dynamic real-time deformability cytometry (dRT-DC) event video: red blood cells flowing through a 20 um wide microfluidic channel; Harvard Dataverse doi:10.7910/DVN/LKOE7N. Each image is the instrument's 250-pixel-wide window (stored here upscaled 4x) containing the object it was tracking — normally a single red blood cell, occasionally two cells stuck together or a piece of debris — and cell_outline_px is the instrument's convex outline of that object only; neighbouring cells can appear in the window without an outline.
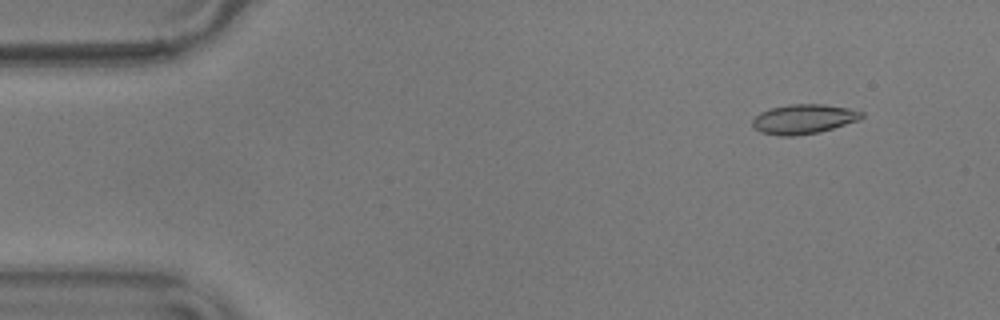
{"species": "common noctule bat (a hibernating species)", "species_latin": "Nyctalus noctula", "temperature_condition": "warm", "stored_images_in_passage": 56, "camera_frame_rate_fps": 3000, "um_per_image_px": 0.085, "animal": {"sex": "male", "body_mass_g": 17.9}, "frame": {"image": 1, "passage_image": 5, "time_ms": 1.333, "image_size_px": [1000, 320], "cell_outline_px": [[864, 116], [860, 120], [820, 132], [792, 136], [780, 136], [760, 132], [752, 124], [752, 120], [760, 112], [772, 108], [788, 104], [824, 104], [848, 108], [864, 112]], "centroid_in_image_um": [68.34, 10.12], "position_along_channel_um": 16.7, "area_um2": 18.84}}
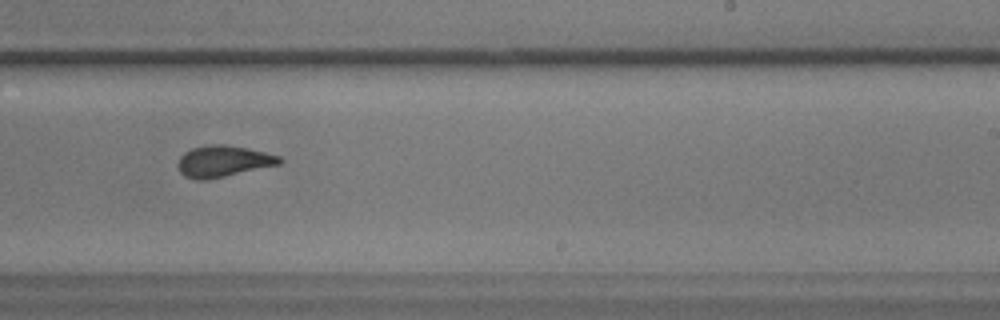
{"frame": {"image": 2, "passage_image": 34, "time_ms": 11.0, "image_size_px": [1000, 320], "cell_outline_px": [[284, 160], [280, 164], [224, 176], [204, 180], [196, 180], [184, 176], [180, 172], [176, 164], [180, 156], [184, 152], [192, 148], [212, 144], [224, 144], [248, 148], [280, 156]], "centroid_in_image_um": [18.95, 13.7], "position_along_channel_um": 270.1, "area_um2": 18.55}}
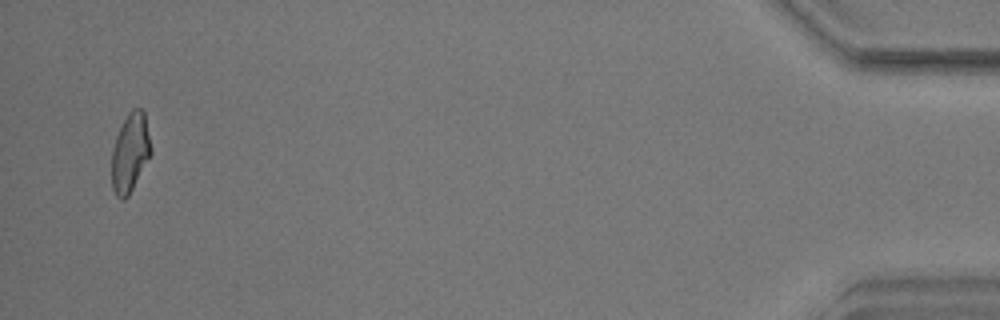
{"frame": {"image": 3, "passage_image": 54, "time_ms": 17.667, "image_size_px": [1000, 320], "cell_outline_px": [[152, 152], [128, 196], [124, 200], [116, 196], [112, 188], [112, 152], [116, 136], [128, 112], [132, 108], [140, 108], [144, 112], [152, 148]], "centroid_in_image_um": [11.06, 12.97], "position_along_channel_um": 424.1, "area_um2": 17.86}}